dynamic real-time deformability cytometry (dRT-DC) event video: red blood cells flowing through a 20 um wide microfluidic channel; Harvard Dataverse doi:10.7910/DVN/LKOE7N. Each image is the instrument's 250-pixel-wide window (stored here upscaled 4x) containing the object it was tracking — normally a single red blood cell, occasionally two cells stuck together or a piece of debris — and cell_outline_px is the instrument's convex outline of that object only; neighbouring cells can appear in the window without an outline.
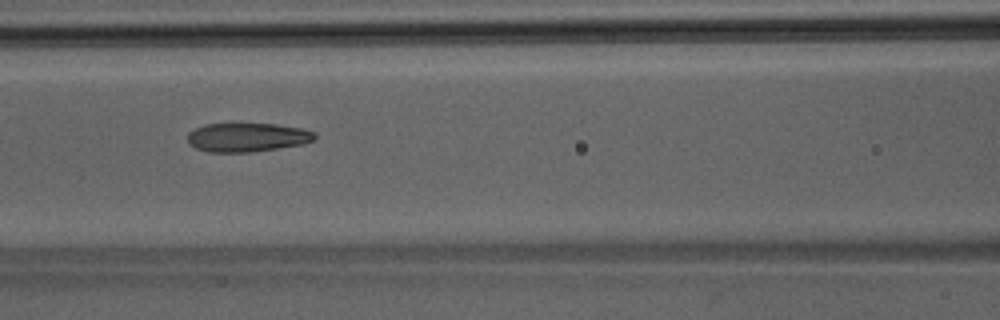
{"species": "Egyptian fruit bat (a non-hibernating species)", "species_latin": "Rousettus aegyptiacus", "temperature_condition": "room temperature", "stored_images_in_passage": 20, "camera_frame_rate_fps": 3000, "um_per_image_px": 0.085, "animal": {"sex": "male"}, "frame": {"image": 1, "passage_image": 9, "time_ms": 2.667, "image_size_px": [1000, 320], "cell_outline_px": [[316, 136], [312, 140], [304, 144], [280, 148], [252, 152], [208, 152], [196, 148], [188, 140], [188, 132], [204, 124], [276, 124], [300, 128], [316, 132]], "centroid_in_image_um": [21.03, 11.67], "position_along_channel_um": 145.6, "area_um2": 21.33}}